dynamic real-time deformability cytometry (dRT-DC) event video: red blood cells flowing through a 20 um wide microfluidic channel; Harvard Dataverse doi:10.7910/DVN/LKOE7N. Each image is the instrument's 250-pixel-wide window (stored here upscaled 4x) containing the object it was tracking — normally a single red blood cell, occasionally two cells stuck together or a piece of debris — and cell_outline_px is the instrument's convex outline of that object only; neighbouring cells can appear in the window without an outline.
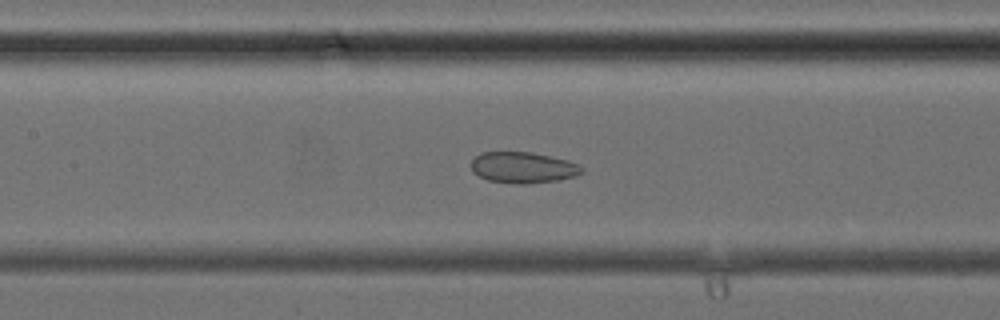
{"species": "common noctule bat (a hibernating species)", "species_latin": "Nyctalus noctula", "temperature_condition": "cold", "stored_images_in_passage": 39, "camera_frame_rate_fps": 3000, "um_per_image_px": 0.085, "animal": {"sex": "female", "body_mass_g": 24.6, "forearm_length_mm": 56.2}, "frame": {"image": 1, "passage_image": 18, "time_ms": 5.667, "image_size_px": [1000, 320], "cell_outline_px": [[584, 172], [576, 176], [560, 180], [524, 184], [516, 184], [488, 180], [472, 172], [472, 160], [480, 152], [532, 152], [568, 160], [584, 168]], "centroid_in_image_um": [44.48, 14.24], "position_along_channel_um": 162.9, "area_um2": 20.11}}
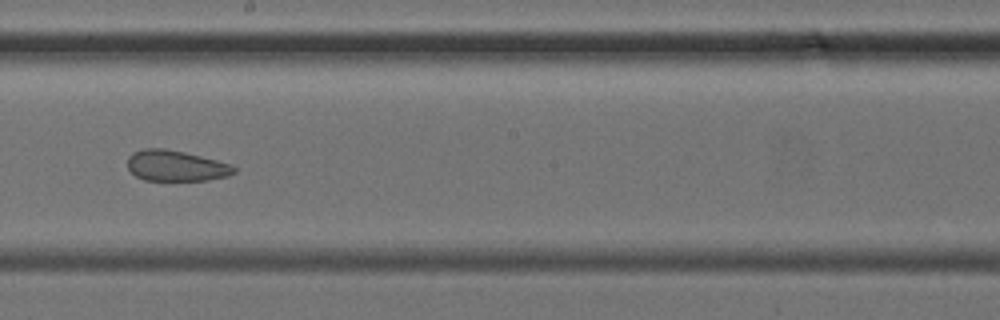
{"frame": {"image": 2, "passage_image": 22, "time_ms": 7.0, "image_size_px": [1000, 320], "cell_outline_px": [[236, 172], [228, 176], [208, 180], [144, 180], [136, 176], [128, 168], [128, 156], [132, 152], [144, 148], [164, 148], [184, 152], [216, 160], [228, 164], [236, 168]], "centroid_in_image_um": [14.93, 14.09], "position_along_channel_um": 233.3, "area_um2": 19.02}}
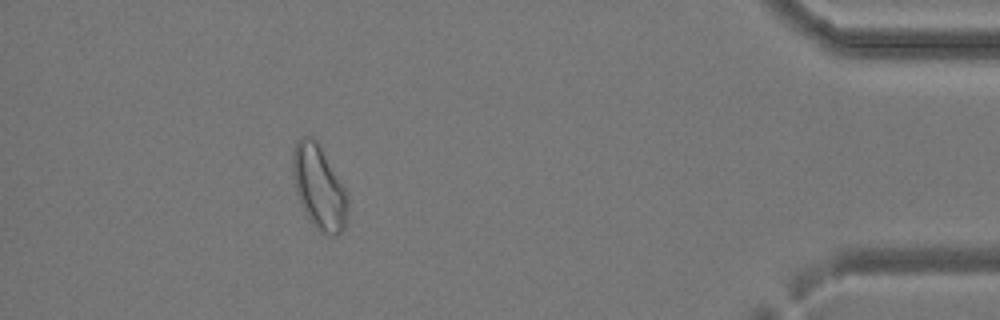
{"frame": {"image": 3, "passage_image": 35, "time_ms": 11.333, "image_size_px": [1000, 320], "cell_outline_px": [[348, 200], [344, 228], [336, 236], [332, 236], [320, 232], [308, 220], [296, 192], [292, 176], [292, 152], [296, 140], [300, 136], [312, 136], [316, 140], [344, 188], [348, 196]], "centroid_in_image_um": [27.07, 15.91], "position_along_channel_um": 408.1, "area_um2": 26.76}}